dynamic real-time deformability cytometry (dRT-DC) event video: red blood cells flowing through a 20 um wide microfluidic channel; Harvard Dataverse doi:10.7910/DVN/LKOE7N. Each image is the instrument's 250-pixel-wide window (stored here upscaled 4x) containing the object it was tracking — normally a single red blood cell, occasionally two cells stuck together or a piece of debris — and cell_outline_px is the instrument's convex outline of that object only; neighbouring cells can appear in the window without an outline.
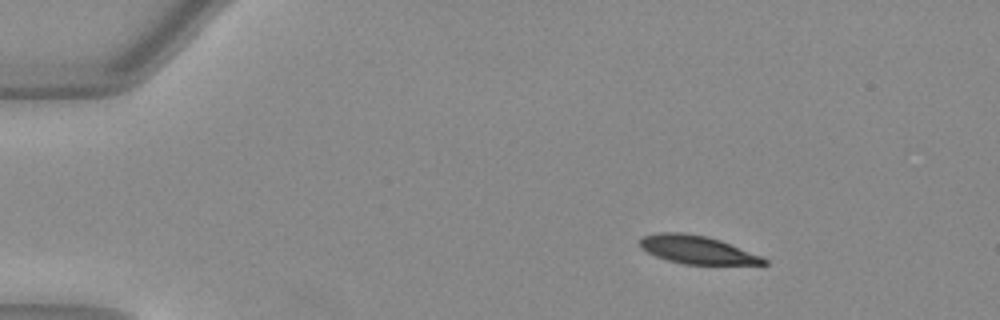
{"species": "Egyptian fruit bat (a non-hibernating species)", "species_latin": "Rousettus aegyptiacus", "temperature_condition": "warm", "stored_images_in_passage": 46, "camera_frame_rate_fps": 3000, "um_per_image_px": 0.085, "animal": {"sex": "female"}, "frame": {"image": 1, "passage_image": 1, "time_ms": 0.0, "image_size_px": [1000, 320], "cell_outline_px": [[768, 264], [684, 264], [668, 260], [656, 256], [648, 252], [640, 244], [640, 236], [656, 232], [680, 232], [708, 236], [720, 240], [760, 256], [768, 260]], "centroid_in_image_um": [59.22, 21.21], "position_along_channel_um": 25.8, "area_um2": 20.06}}
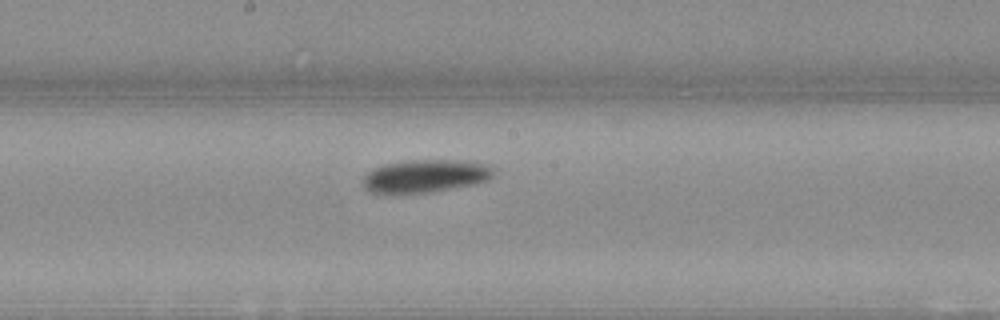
{"frame": {"image": 2, "passage_image": 22, "time_ms": 7.0, "image_size_px": [1000, 320], "cell_outline_px": [[496, 176], [488, 180], [476, 184], [432, 192], [368, 192], [364, 188], [364, 176], [372, 168], [384, 164], [404, 160], [468, 160], [492, 164], [496, 172]], "centroid_in_image_um": [36.27, 14.93], "position_along_channel_um": 211.9, "area_um2": 25.43}}
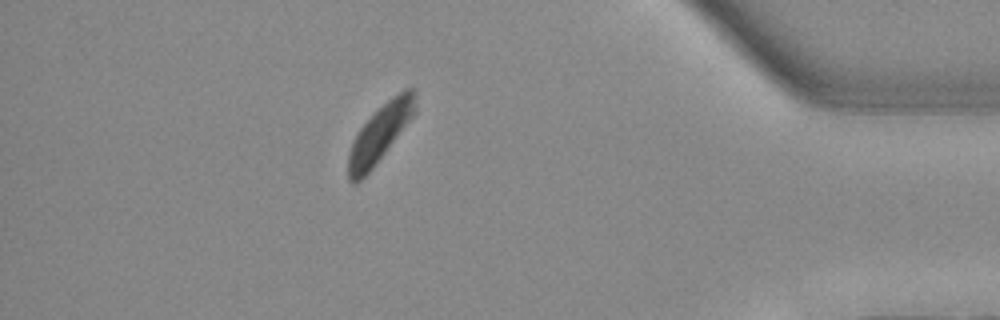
{"frame": {"image": 3, "passage_image": 40, "time_ms": 13.0, "image_size_px": [1000, 320], "cell_outline_px": [[416, 112], [372, 168], [356, 184], [352, 184], [348, 180], [348, 152], [360, 128], [376, 108], [392, 96], [404, 88], [416, 88]], "centroid_in_image_um": [32.3, 11.28], "position_along_channel_um": 402.9, "area_um2": 22.25}, "authors_computed_cell_mechanics": {"area_um2": 23.5824, "velocity_mm_per_s": 3.8205, "shape_relaxation_time_tau1_ms": 2.8205, "shape_relaxation_time_tau2_ms": null, "deformation_change_tau1": 0.1066, "deformation_change_tau2": null}}